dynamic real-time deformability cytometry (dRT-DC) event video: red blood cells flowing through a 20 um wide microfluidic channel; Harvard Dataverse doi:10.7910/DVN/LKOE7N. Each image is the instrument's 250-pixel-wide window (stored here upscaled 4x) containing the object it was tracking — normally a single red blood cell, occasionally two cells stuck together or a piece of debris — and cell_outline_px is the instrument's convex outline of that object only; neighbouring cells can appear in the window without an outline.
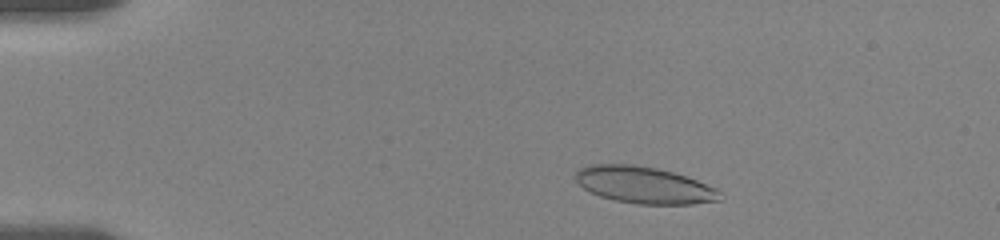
{"species": "human", "species_latin": "Homo sapiens", "temperature_condition": "room temperature", "stored_images_in_passage": 17, "camera_frame_rate_fps": 3000, "um_per_image_px": 0.085, "donor": {"sex": "female"}, "frame": {"image": 1, "passage_image": 6, "time_ms": 2.0, "image_size_px": [1000, 240], "cell_outline_px": [[724, 200], [692, 204], [636, 204], [616, 200], [600, 196], [584, 188], [576, 180], [576, 172], [580, 168], [592, 164], [632, 164], [656, 168], [672, 172], [696, 180], [716, 188], [724, 196]], "centroid_in_image_um": [54.79, 15.74], "position_along_channel_um": 30.2, "area_um2": 30.81}}
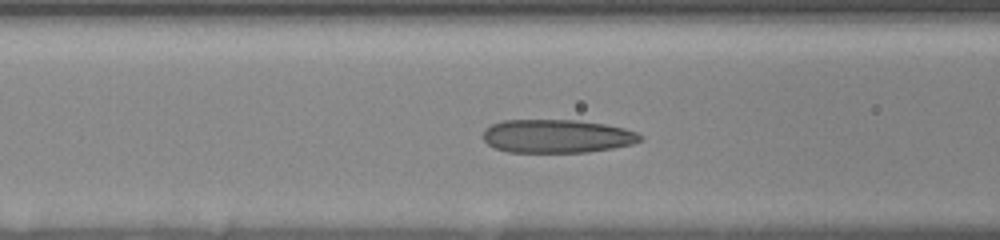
{"frame": {"image": 2, "passage_image": 14, "time_ms": 6.333, "image_size_px": [1000, 240], "cell_outline_px": [[644, 140], [632, 144], [612, 148], [588, 152], [508, 152], [496, 148], [488, 144], [484, 140], [484, 128], [492, 124], [504, 120], [576, 120], [604, 124], [624, 128], [636, 132], [644, 136]], "centroid_in_image_um": [47.36, 11.57], "position_along_channel_um": 119.2, "area_um2": 30.63}}
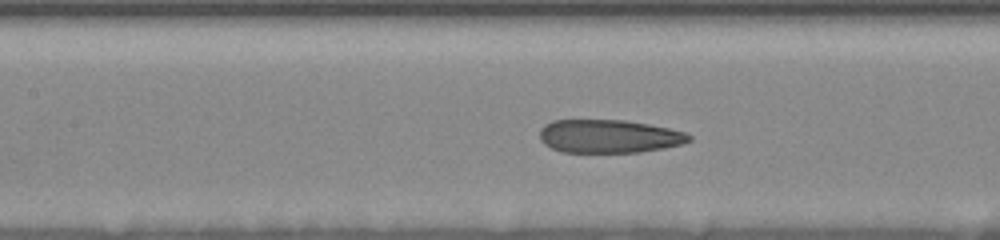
{"frame": {"image": 3, "passage_image": 16, "time_ms": 7.333, "image_size_px": [1000, 240], "cell_outline_px": [[692, 140], [684, 144], [664, 148], [640, 152], [560, 152], [544, 144], [540, 140], [540, 128], [544, 124], [552, 120], [624, 120], [648, 124], [668, 128], [684, 132], [692, 136]], "centroid_in_image_um": [51.75, 11.58], "position_along_channel_um": 155.6, "area_um2": 29.13}}